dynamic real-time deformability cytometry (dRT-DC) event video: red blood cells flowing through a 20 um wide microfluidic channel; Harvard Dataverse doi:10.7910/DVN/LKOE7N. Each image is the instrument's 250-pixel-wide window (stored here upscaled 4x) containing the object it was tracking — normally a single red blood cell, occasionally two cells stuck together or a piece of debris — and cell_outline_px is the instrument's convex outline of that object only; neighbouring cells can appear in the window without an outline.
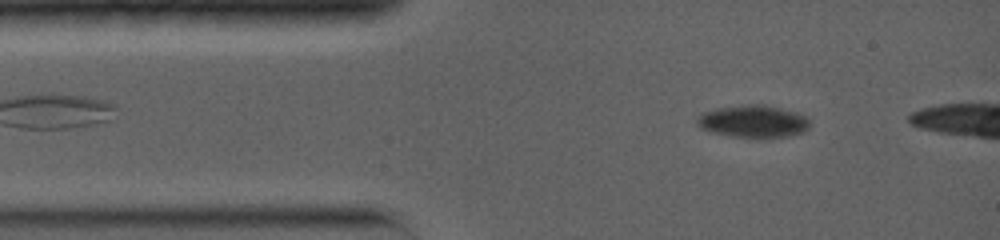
{"species": "common noctule bat (a hibernating species)", "species_latin": "Nyctalus noctula", "temperature_condition": "warm", "stored_images_in_passage": 19, "camera_frame_rate_fps": 5000, "um_per_image_px": 0.085, "animal": {"sex": "female", "body_mass_g": 19.0, "forearm_length_mm": 56.7}, "frame": {"image": 1, "passage_image": 4, "time_ms": 1.4, "image_size_px": [1000, 240], "cell_outline_px": [[808, 128], [804, 132], [788, 136], [760, 140], [732, 136], [708, 132], [700, 128], [696, 124], [696, 116], [700, 112], [716, 108], [748, 104], [764, 104], [796, 112], [804, 116], [808, 120]], "centroid_in_image_um": [63.96, 10.34], "position_along_channel_um": 21.0, "area_um2": 21.96}}
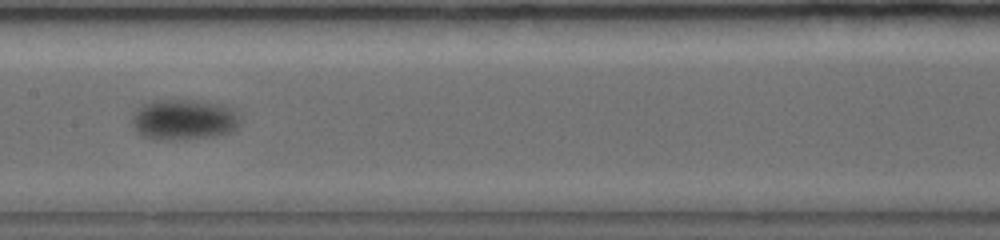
{"frame": {"image": 2, "passage_image": 13, "time_ms": 7.4, "image_size_px": [1000, 240], "cell_outline_px": [[240, 124], [236, 128], [228, 132], [216, 136], [172, 140], [160, 140], [144, 136], [136, 132], [132, 124], [132, 116], [136, 108], [152, 100], [192, 100], [220, 104], [232, 108], [240, 116]], "centroid_in_image_um": [15.61, 10.16], "position_along_channel_um": 191.8, "area_um2": 25.72}}
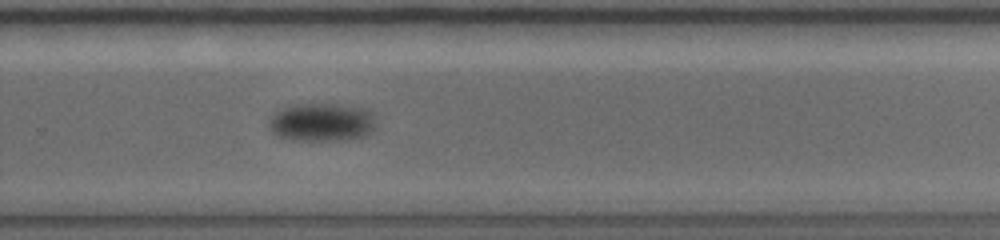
{"frame": {"image": 3, "passage_image": 17, "time_ms": 10.6, "image_size_px": [1000, 240], "cell_outline_px": [[376, 128], [372, 132], [364, 136], [348, 140], [288, 140], [276, 136], [268, 128], [268, 120], [276, 112], [284, 108], [296, 104], [336, 104], [368, 108], [372, 112]], "centroid_in_image_um": [27.36, 10.4], "position_along_channel_um": 302.4, "area_um2": 24.28}}